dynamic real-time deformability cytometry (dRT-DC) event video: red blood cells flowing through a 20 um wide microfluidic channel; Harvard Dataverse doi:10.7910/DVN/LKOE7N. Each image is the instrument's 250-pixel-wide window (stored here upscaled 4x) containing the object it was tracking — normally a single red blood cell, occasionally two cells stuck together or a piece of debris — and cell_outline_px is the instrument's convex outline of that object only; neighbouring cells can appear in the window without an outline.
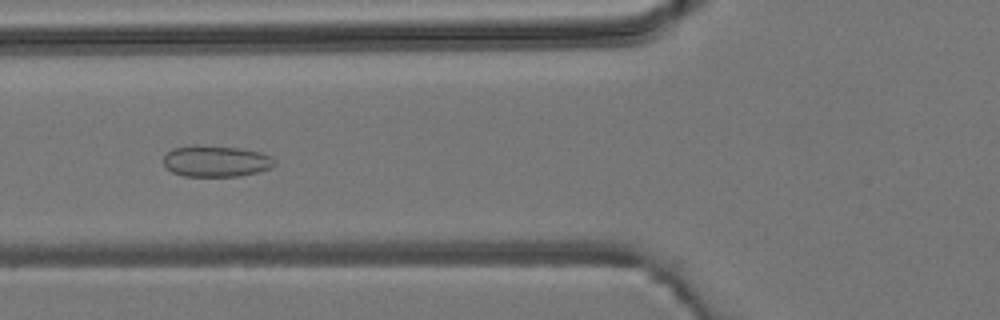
{"species": "common noctule bat (a hibernating species)", "species_latin": "Nyctalus noctula", "temperature_condition": "room temperature", "stored_images_in_passage": 5, "camera_frame_rate_fps": 3000, "um_per_image_px": 0.085, "animal": {"sex": "male", "body_mass_g": 19.2, "forearm_length_mm": 51.8}, "frame": {"image": 1, "passage_image": 5, "time_ms": 4.667, "image_size_px": [1000, 320], "cell_outline_px": [[276, 164], [272, 168], [260, 172], [236, 176], [184, 176], [172, 172], [164, 164], [164, 156], [172, 148], [192, 144], [196, 144], [240, 148], [260, 152], [272, 156], [276, 160]], "centroid_in_image_um": [18.39, 13.68], "position_along_channel_um": 107.4, "area_um2": 20.58}}